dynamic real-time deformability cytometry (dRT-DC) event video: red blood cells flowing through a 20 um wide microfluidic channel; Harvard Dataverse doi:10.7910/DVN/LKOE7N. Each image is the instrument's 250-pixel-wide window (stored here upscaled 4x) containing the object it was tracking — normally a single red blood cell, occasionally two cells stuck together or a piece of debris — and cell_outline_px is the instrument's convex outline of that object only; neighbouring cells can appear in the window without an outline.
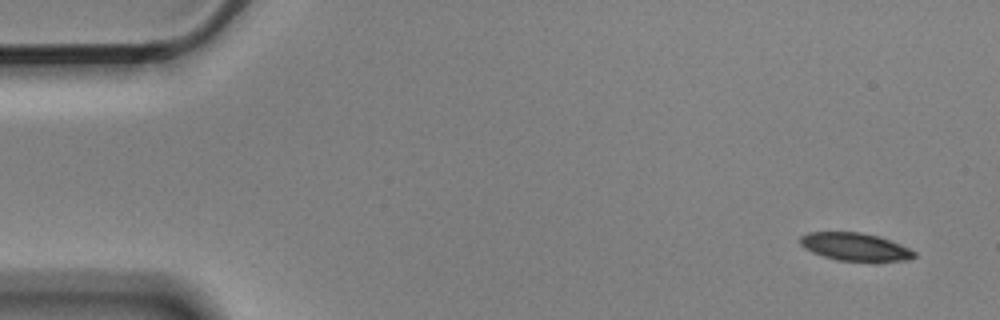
{"species": "Egyptian fruit bat (a non-hibernating species)", "species_latin": "Rousettus aegyptiacus", "temperature_condition": "cold", "stored_images_in_passage": 4, "camera_frame_rate_fps": 3000, "um_per_image_px": 0.085, "animal": {"sex": "male"}, "frame": {"image": 1, "passage_image": 1, "time_ms": 0.0, "image_size_px": [1000, 320], "cell_outline_px": [[916, 256], [900, 260], [836, 260], [812, 252], [804, 248], [800, 244], [800, 236], [808, 232], [860, 232], [876, 236], [888, 240], [908, 248], [916, 252]], "centroid_in_image_um": [72.59, 20.96], "position_along_channel_um": 12.4, "area_um2": 17.92}}
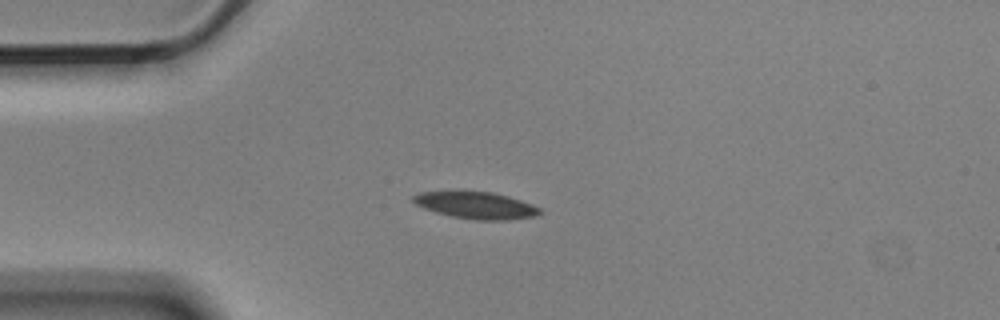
{"frame": {"image": 2, "passage_image": 4, "time_ms": 1.0, "image_size_px": [1000, 320], "cell_outline_px": [[544, 212], [536, 216], [508, 220], [476, 220], [452, 216], [436, 212], [424, 208], [416, 204], [412, 200], [412, 196], [420, 192], [456, 188], [492, 192], [508, 196], [532, 204], [540, 208]], "centroid_in_image_um": [40.42, 17.4], "position_along_channel_um": 44.6, "area_um2": 20.69}}